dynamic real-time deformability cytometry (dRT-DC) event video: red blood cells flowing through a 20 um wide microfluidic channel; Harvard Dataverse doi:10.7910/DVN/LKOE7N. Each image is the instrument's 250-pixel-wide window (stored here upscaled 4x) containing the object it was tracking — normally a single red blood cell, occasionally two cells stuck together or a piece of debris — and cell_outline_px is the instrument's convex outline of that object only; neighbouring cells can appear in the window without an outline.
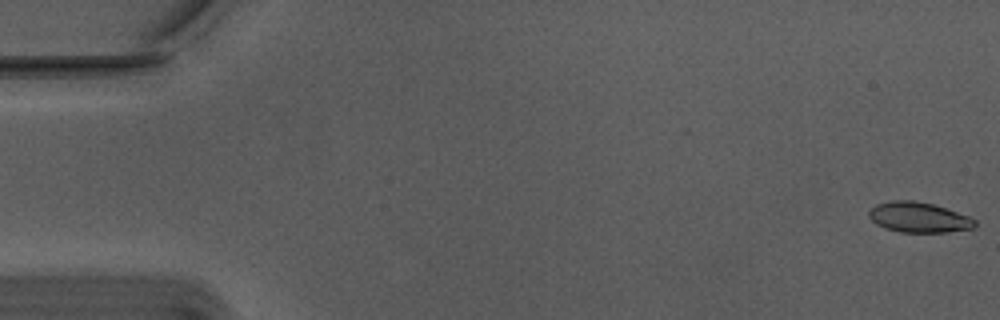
{"species": "Egyptian fruit bat (a non-hibernating species)", "species_latin": "Rousettus aegyptiacus", "temperature_condition": "warm", "stored_images_in_passage": 56, "camera_frame_rate_fps": 3000, "um_per_image_px": 0.085, "animal": {"sex": "male"}, "frame": {"image": 1, "passage_image": 1, "time_ms": 0.0, "image_size_px": [1000, 320], "cell_outline_px": [[976, 224], [972, 228], [944, 232], [900, 232], [884, 228], [876, 224], [868, 216], [868, 212], [876, 204], [892, 200], [912, 200], [932, 204], [968, 216], [976, 220]], "centroid_in_image_um": [78.04, 18.47], "position_along_channel_um": 7.0, "area_um2": 18.5}}
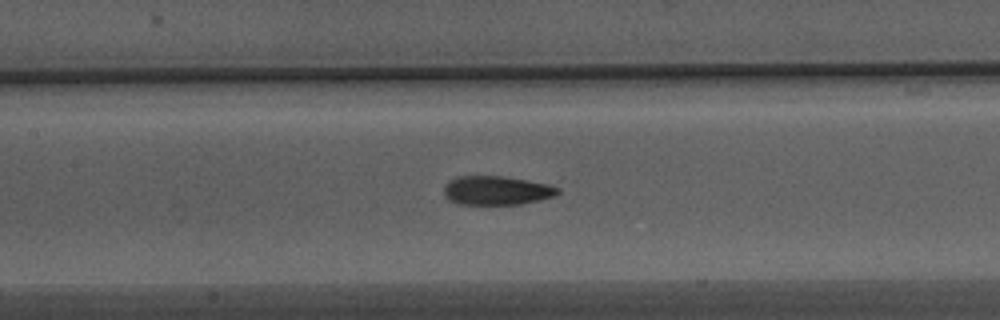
{"frame": {"image": 2, "passage_image": 26, "time_ms": 8.333, "image_size_px": [1000, 320], "cell_outline_px": [[560, 192], [556, 196], [540, 200], [520, 204], [460, 204], [448, 200], [444, 196], [444, 184], [448, 180], [456, 176], [504, 176], [528, 180], [548, 184], [560, 188]], "centroid_in_image_um": [42.2, 16.18], "position_along_channel_um": 165.2, "area_um2": 19.48}}
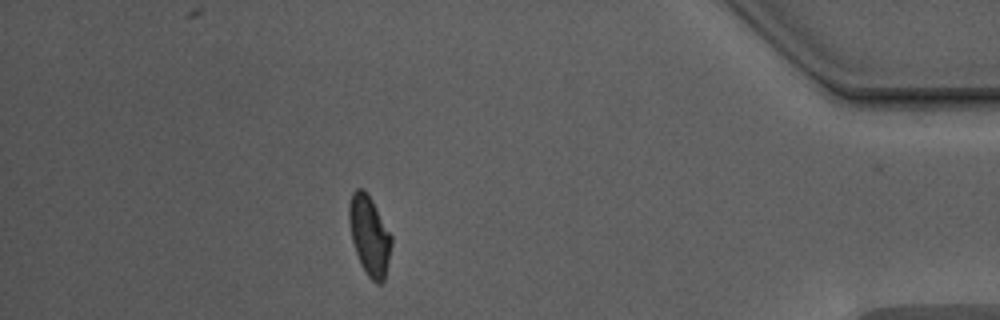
{"frame": {"image": 3, "passage_image": 49, "time_ms": 16.0, "image_size_px": [1000, 320], "cell_outline_px": [[392, 244], [388, 264], [384, 280], [380, 284], [376, 284], [364, 272], [360, 264], [352, 240], [348, 220], [348, 204], [352, 192], [356, 188], [364, 188], [372, 200], [392, 236]], "centroid_in_image_um": [31.39, 20.01], "position_along_channel_um": 403.8, "area_um2": 19.83}, "authors_computed_cell_mechanics": {"area_um2": 19.4208, "velocity_mm_per_s": 3.7442, "shape_relaxation_time_tau1_ms": 5.6475, "shape_relaxation_time_tau2_ms": 2.0373, "deformation_change_tau1": 0.1713, "deformation_change_tau2": 0.0813}}